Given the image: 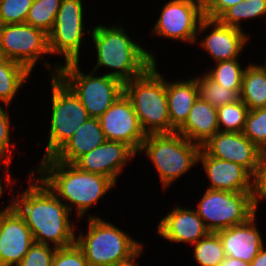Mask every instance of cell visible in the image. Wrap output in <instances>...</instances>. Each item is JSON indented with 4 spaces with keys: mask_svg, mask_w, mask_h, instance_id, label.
<instances>
[{
    "mask_svg": "<svg viewBox=\"0 0 266 266\" xmlns=\"http://www.w3.org/2000/svg\"><path fill=\"white\" fill-rule=\"evenodd\" d=\"M36 174L31 172L29 186L18 194L21 197L13 198L11 205L23 217L36 243L51 242L55 248L75 244L74 227L69 220L71 211Z\"/></svg>",
    "mask_w": 266,
    "mask_h": 266,
    "instance_id": "obj_1",
    "label": "cell"
},
{
    "mask_svg": "<svg viewBox=\"0 0 266 266\" xmlns=\"http://www.w3.org/2000/svg\"><path fill=\"white\" fill-rule=\"evenodd\" d=\"M38 170V172H37ZM34 173L72 212L82 217L88 209L103 197L116 184L108 177L80 170L76 165L54 160L42 159ZM71 204V205H69ZM87 210V211H86Z\"/></svg>",
    "mask_w": 266,
    "mask_h": 266,
    "instance_id": "obj_2",
    "label": "cell"
},
{
    "mask_svg": "<svg viewBox=\"0 0 266 266\" xmlns=\"http://www.w3.org/2000/svg\"><path fill=\"white\" fill-rule=\"evenodd\" d=\"M92 40L96 48L97 65L116 71L107 73L123 83L143 75L155 62V55L133 42L122 27L98 25L93 28Z\"/></svg>",
    "mask_w": 266,
    "mask_h": 266,
    "instance_id": "obj_3",
    "label": "cell"
},
{
    "mask_svg": "<svg viewBox=\"0 0 266 266\" xmlns=\"http://www.w3.org/2000/svg\"><path fill=\"white\" fill-rule=\"evenodd\" d=\"M88 233L75 238L89 266H124L134 263L142 246L114 224L88 216Z\"/></svg>",
    "mask_w": 266,
    "mask_h": 266,
    "instance_id": "obj_4",
    "label": "cell"
},
{
    "mask_svg": "<svg viewBox=\"0 0 266 266\" xmlns=\"http://www.w3.org/2000/svg\"><path fill=\"white\" fill-rule=\"evenodd\" d=\"M156 65L155 62L143 75L124 83V94L146 135L171 133L166 81Z\"/></svg>",
    "mask_w": 266,
    "mask_h": 266,
    "instance_id": "obj_5",
    "label": "cell"
},
{
    "mask_svg": "<svg viewBox=\"0 0 266 266\" xmlns=\"http://www.w3.org/2000/svg\"><path fill=\"white\" fill-rule=\"evenodd\" d=\"M51 76H58L78 97L90 118H99L124 93V83L107 74L94 76L80 71L79 62L55 65Z\"/></svg>",
    "mask_w": 266,
    "mask_h": 266,
    "instance_id": "obj_6",
    "label": "cell"
},
{
    "mask_svg": "<svg viewBox=\"0 0 266 266\" xmlns=\"http://www.w3.org/2000/svg\"><path fill=\"white\" fill-rule=\"evenodd\" d=\"M200 150L201 145L174 132L146 135L139 152H146L157 169L162 187L166 189L198 163Z\"/></svg>",
    "mask_w": 266,
    "mask_h": 266,
    "instance_id": "obj_7",
    "label": "cell"
},
{
    "mask_svg": "<svg viewBox=\"0 0 266 266\" xmlns=\"http://www.w3.org/2000/svg\"><path fill=\"white\" fill-rule=\"evenodd\" d=\"M51 86V125L46 153L42 159L52 157L90 118L78 97L58 76H51Z\"/></svg>",
    "mask_w": 266,
    "mask_h": 266,
    "instance_id": "obj_8",
    "label": "cell"
},
{
    "mask_svg": "<svg viewBox=\"0 0 266 266\" xmlns=\"http://www.w3.org/2000/svg\"><path fill=\"white\" fill-rule=\"evenodd\" d=\"M252 193L207 188L196 212L210 232L244 224L257 212Z\"/></svg>",
    "mask_w": 266,
    "mask_h": 266,
    "instance_id": "obj_9",
    "label": "cell"
},
{
    "mask_svg": "<svg viewBox=\"0 0 266 266\" xmlns=\"http://www.w3.org/2000/svg\"><path fill=\"white\" fill-rule=\"evenodd\" d=\"M0 54L32 72L38 59L50 54L48 34L26 23L0 25Z\"/></svg>",
    "mask_w": 266,
    "mask_h": 266,
    "instance_id": "obj_10",
    "label": "cell"
},
{
    "mask_svg": "<svg viewBox=\"0 0 266 266\" xmlns=\"http://www.w3.org/2000/svg\"><path fill=\"white\" fill-rule=\"evenodd\" d=\"M82 0H62L52 31L48 34L50 54L64 56L65 64L79 62L83 39Z\"/></svg>",
    "mask_w": 266,
    "mask_h": 266,
    "instance_id": "obj_11",
    "label": "cell"
},
{
    "mask_svg": "<svg viewBox=\"0 0 266 266\" xmlns=\"http://www.w3.org/2000/svg\"><path fill=\"white\" fill-rule=\"evenodd\" d=\"M203 18V0H171L163 6L153 33L194 44Z\"/></svg>",
    "mask_w": 266,
    "mask_h": 266,
    "instance_id": "obj_12",
    "label": "cell"
},
{
    "mask_svg": "<svg viewBox=\"0 0 266 266\" xmlns=\"http://www.w3.org/2000/svg\"><path fill=\"white\" fill-rule=\"evenodd\" d=\"M98 119L106 140L120 141L136 153L140 151L146 134L131 101L124 93Z\"/></svg>",
    "mask_w": 266,
    "mask_h": 266,
    "instance_id": "obj_13",
    "label": "cell"
},
{
    "mask_svg": "<svg viewBox=\"0 0 266 266\" xmlns=\"http://www.w3.org/2000/svg\"><path fill=\"white\" fill-rule=\"evenodd\" d=\"M35 243L23 217L9 204L0 211V266H18Z\"/></svg>",
    "mask_w": 266,
    "mask_h": 266,
    "instance_id": "obj_14",
    "label": "cell"
},
{
    "mask_svg": "<svg viewBox=\"0 0 266 266\" xmlns=\"http://www.w3.org/2000/svg\"><path fill=\"white\" fill-rule=\"evenodd\" d=\"M201 148L214 158L227 160L244 167L252 176L259 165L262 150L242 132H220L209 138Z\"/></svg>",
    "mask_w": 266,
    "mask_h": 266,
    "instance_id": "obj_15",
    "label": "cell"
},
{
    "mask_svg": "<svg viewBox=\"0 0 266 266\" xmlns=\"http://www.w3.org/2000/svg\"><path fill=\"white\" fill-rule=\"evenodd\" d=\"M136 155L126 143L106 140L96 149L81 156L74 165L82 171L104 175L116 184L124 165Z\"/></svg>",
    "mask_w": 266,
    "mask_h": 266,
    "instance_id": "obj_16",
    "label": "cell"
},
{
    "mask_svg": "<svg viewBox=\"0 0 266 266\" xmlns=\"http://www.w3.org/2000/svg\"><path fill=\"white\" fill-rule=\"evenodd\" d=\"M211 26L213 29L201 39V46L215 62L237 59L249 40V36L243 30L221 24L217 19L206 17L201 20L197 33H204Z\"/></svg>",
    "mask_w": 266,
    "mask_h": 266,
    "instance_id": "obj_17",
    "label": "cell"
},
{
    "mask_svg": "<svg viewBox=\"0 0 266 266\" xmlns=\"http://www.w3.org/2000/svg\"><path fill=\"white\" fill-rule=\"evenodd\" d=\"M198 162H202L209 177L208 189L228 192H253V176L241 165L209 156L202 148Z\"/></svg>",
    "mask_w": 266,
    "mask_h": 266,
    "instance_id": "obj_18",
    "label": "cell"
},
{
    "mask_svg": "<svg viewBox=\"0 0 266 266\" xmlns=\"http://www.w3.org/2000/svg\"><path fill=\"white\" fill-rule=\"evenodd\" d=\"M209 232L196 210L178 206L164 216L157 228L162 238L177 243L195 244Z\"/></svg>",
    "mask_w": 266,
    "mask_h": 266,
    "instance_id": "obj_19",
    "label": "cell"
},
{
    "mask_svg": "<svg viewBox=\"0 0 266 266\" xmlns=\"http://www.w3.org/2000/svg\"><path fill=\"white\" fill-rule=\"evenodd\" d=\"M255 215L241 225L217 231L225 251L230 258L251 263L265 246L255 223Z\"/></svg>",
    "mask_w": 266,
    "mask_h": 266,
    "instance_id": "obj_20",
    "label": "cell"
},
{
    "mask_svg": "<svg viewBox=\"0 0 266 266\" xmlns=\"http://www.w3.org/2000/svg\"><path fill=\"white\" fill-rule=\"evenodd\" d=\"M106 141L98 118H89L52 156L54 160L74 164L81 156Z\"/></svg>",
    "mask_w": 266,
    "mask_h": 266,
    "instance_id": "obj_21",
    "label": "cell"
},
{
    "mask_svg": "<svg viewBox=\"0 0 266 266\" xmlns=\"http://www.w3.org/2000/svg\"><path fill=\"white\" fill-rule=\"evenodd\" d=\"M218 131L217 108L198 97L187 120L176 132L202 146Z\"/></svg>",
    "mask_w": 266,
    "mask_h": 266,
    "instance_id": "obj_22",
    "label": "cell"
},
{
    "mask_svg": "<svg viewBox=\"0 0 266 266\" xmlns=\"http://www.w3.org/2000/svg\"><path fill=\"white\" fill-rule=\"evenodd\" d=\"M166 94L171 133H174L185 123L192 106L199 97L196 77L188 81L167 82L166 80Z\"/></svg>",
    "mask_w": 266,
    "mask_h": 266,
    "instance_id": "obj_23",
    "label": "cell"
},
{
    "mask_svg": "<svg viewBox=\"0 0 266 266\" xmlns=\"http://www.w3.org/2000/svg\"><path fill=\"white\" fill-rule=\"evenodd\" d=\"M240 99L248 110L266 107V72L261 65L245 67Z\"/></svg>",
    "mask_w": 266,
    "mask_h": 266,
    "instance_id": "obj_24",
    "label": "cell"
},
{
    "mask_svg": "<svg viewBox=\"0 0 266 266\" xmlns=\"http://www.w3.org/2000/svg\"><path fill=\"white\" fill-rule=\"evenodd\" d=\"M30 73L24 65L5 57L0 58V101L5 107L9 106Z\"/></svg>",
    "mask_w": 266,
    "mask_h": 266,
    "instance_id": "obj_25",
    "label": "cell"
},
{
    "mask_svg": "<svg viewBox=\"0 0 266 266\" xmlns=\"http://www.w3.org/2000/svg\"><path fill=\"white\" fill-rule=\"evenodd\" d=\"M196 81L199 98L215 108L240 99L242 89H226L219 83L211 80L206 74L196 77Z\"/></svg>",
    "mask_w": 266,
    "mask_h": 266,
    "instance_id": "obj_26",
    "label": "cell"
},
{
    "mask_svg": "<svg viewBox=\"0 0 266 266\" xmlns=\"http://www.w3.org/2000/svg\"><path fill=\"white\" fill-rule=\"evenodd\" d=\"M266 14V0H244L226 9L217 20L224 25L242 30L240 21Z\"/></svg>",
    "mask_w": 266,
    "mask_h": 266,
    "instance_id": "obj_27",
    "label": "cell"
},
{
    "mask_svg": "<svg viewBox=\"0 0 266 266\" xmlns=\"http://www.w3.org/2000/svg\"><path fill=\"white\" fill-rule=\"evenodd\" d=\"M194 245V259L200 266H219L226 258L217 232H209Z\"/></svg>",
    "mask_w": 266,
    "mask_h": 266,
    "instance_id": "obj_28",
    "label": "cell"
},
{
    "mask_svg": "<svg viewBox=\"0 0 266 266\" xmlns=\"http://www.w3.org/2000/svg\"><path fill=\"white\" fill-rule=\"evenodd\" d=\"M62 0H33L26 17V24L43 30L52 31Z\"/></svg>",
    "mask_w": 266,
    "mask_h": 266,
    "instance_id": "obj_29",
    "label": "cell"
},
{
    "mask_svg": "<svg viewBox=\"0 0 266 266\" xmlns=\"http://www.w3.org/2000/svg\"><path fill=\"white\" fill-rule=\"evenodd\" d=\"M244 71L238 59H233L216 62L214 69L205 74L226 89H242Z\"/></svg>",
    "mask_w": 266,
    "mask_h": 266,
    "instance_id": "obj_30",
    "label": "cell"
},
{
    "mask_svg": "<svg viewBox=\"0 0 266 266\" xmlns=\"http://www.w3.org/2000/svg\"><path fill=\"white\" fill-rule=\"evenodd\" d=\"M248 111V107L241 99L217 108L219 131L242 132Z\"/></svg>",
    "mask_w": 266,
    "mask_h": 266,
    "instance_id": "obj_31",
    "label": "cell"
},
{
    "mask_svg": "<svg viewBox=\"0 0 266 266\" xmlns=\"http://www.w3.org/2000/svg\"><path fill=\"white\" fill-rule=\"evenodd\" d=\"M242 133L260 150L266 151V107L247 112Z\"/></svg>",
    "mask_w": 266,
    "mask_h": 266,
    "instance_id": "obj_32",
    "label": "cell"
},
{
    "mask_svg": "<svg viewBox=\"0 0 266 266\" xmlns=\"http://www.w3.org/2000/svg\"><path fill=\"white\" fill-rule=\"evenodd\" d=\"M33 0H0V25L25 23Z\"/></svg>",
    "mask_w": 266,
    "mask_h": 266,
    "instance_id": "obj_33",
    "label": "cell"
},
{
    "mask_svg": "<svg viewBox=\"0 0 266 266\" xmlns=\"http://www.w3.org/2000/svg\"><path fill=\"white\" fill-rule=\"evenodd\" d=\"M55 251L53 246L35 242L18 266H51Z\"/></svg>",
    "mask_w": 266,
    "mask_h": 266,
    "instance_id": "obj_34",
    "label": "cell"
},
{
    "mask_svg": "<svg viewBox=\"0 0 266 266\" xmlns=\"http://www.w3.org/2000/svg\"><path fill=\"white\" fill-rule=\"evenodd\" d=\"M51 266H89L82 250L75 244L56 248Z\"/></svg>",
    "mask_w": 266,
    "mask_h": 266,
    "instance_id": "obj_35",
    "label": "cell"
},
{
    "mask_svg": "<svg viewBox=\"0 0 266 266\" xmlns=\"http://www.w3.org/2000/svg\"><path fill=\"white\" fill-rule=\"evenodd\" d=\"M253 205L258 208L259 199L266 200V151H262L257 171L253 176Z\"/></svg>",
    "mask_w": 266,
    "mask_h": 266,
    "instance_id": "obj_36",
    "label": "cell"
},
{
    "mask_svg": "<svg viewBox=\"0 0 266 266\" xmlns=\"http://www.w3.org/2000/svg\"><path fill=\"white\" fill-rule=\"evenodd\" d=\"M10 118L0 105V156L11 162L10 151ZM10 152V153H9ZM8 154V155H6Z\"/></svg>",
    "mask_w": 266,
    "mask_h": 266,
    "instance_id": "obj_37",
    "label": "cell"
},
{
    "mask_svg": "<svg viewBox=\"0 0 266 266\" xmlns=\"http://www.w3.org/2000/svg\"><path fill=\"white\" fill-rule=\"evenodd\" d=\"M244 0H203L204 17L217 19L226 9Z\"/></svg>",
    "mask_w": 266,
    "mask_h": 266,
    "instance_id": "obj_38",
    "label": "cell"
},
{
    "mask_svg": "<svg viewBox=\"0 0 266 266\" xmlns=\"http://www.w3.org/2000/svg\"><path fill=\"white\" fill-rule=\"evenodd\" d=\"M251 266H266V249L263 248L258 252L250 263Z\"/></svg>",
    "mask_w": 266,
    "mask_h": 266,
    "instance_id": "obj_39",
    "label": "cell"
},
{
    "mask_svg": "<svg viewBox=\"0 0 266 266\" xmlns=\"http://www.w3.org/2000/svg\"><path fill=\"white\" fill-rule=\"evenodd\" d=\"M219 266H251L250 263L236 258L226 256L224 261Z\"/></svg>",
    "mask_w": 266,
    "mask_h": 266,
    "instance_id": "obj_40",
    "label": "cell"
},
{
    "mask_svg": "<svg viewBox=\"0 0 266 266\" xmlns=\"http://www.w3.org/2000/svg\"><path fill=\"white\" fill-rule=\"evenodd\" d=\"M4 159V160H3ZM2 161H4L5 162V166H4V168L6 169V175L7 176H5L4 178H6L5 179V181H6V183H8V185H10L9 183L12 181V179H11V177H10V174L8 173L9 172V166H10V162L7 160V159H5L4 157H1L0 156V164H1V162ZM7 166V167H6ZM8 168V169H7ZM1 179H2V177L0 178V192H3L4 190H3V187H2V182H1Z\"/></svg>",
    "mask_w": 266,
    "mask_h": 266,
    "instance_id": "obj_41",
    "label": "cell"
},
{
    "mask_svg": "<svg viewBox=\"0 0 266 266\" xmlns=\"http://www.w3.org/2000/svg\"><path fill=\"white\" fill-rule=\"evenodd\" d=\"M124 266H138V265L134 262V263H131L129 265H124Z\"/></svg>",
    "mask_w": 266,
    "mask_h": 266,
    "instance_id": "obj_42",
    "label": "cell"
},
{
    "mask_svg": "<svg viewBox=\"0 0 266 266\" xmlns=\"http://www.w3.org/2000/svg\"><path fill=\"white\" fill-rule=\"evenodd\" d=\"M262 66V68L265 70V72H266V62H265V64H264V66L263 65H261Z\"/></svg>",
    "mask_w": 266,
    "mask_h": 266,
    "instance_id": "obj_43",
    "label": "cell"
}]
</instances>
